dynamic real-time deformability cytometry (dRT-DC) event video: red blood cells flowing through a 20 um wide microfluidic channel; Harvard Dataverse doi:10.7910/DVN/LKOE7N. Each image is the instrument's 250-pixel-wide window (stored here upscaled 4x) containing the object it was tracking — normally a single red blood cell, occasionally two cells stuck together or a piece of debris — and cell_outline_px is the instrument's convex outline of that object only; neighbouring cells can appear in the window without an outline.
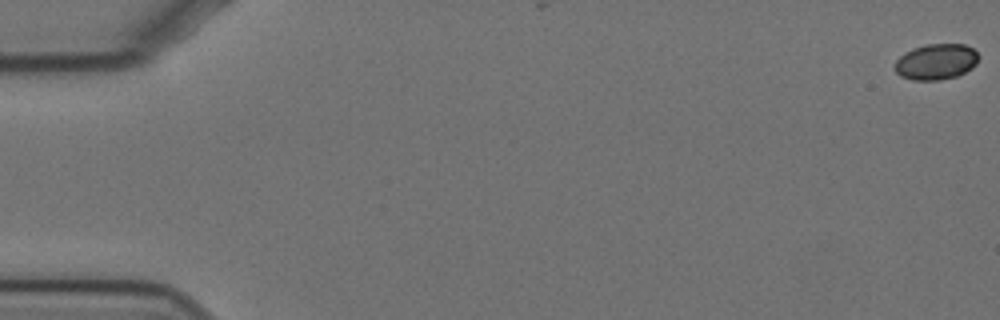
{"species": "Egyptian fruit bat (a non-hibernating species)", "species_latin": "Rousettus aegyptiacus", "temperature_condition": "cold", "stored_images_in_passage": 7, "camera_frame_rate_fps": 3000, "um_per_image_px": 0.085, "animal": {"sex": "female"}, "frame": {"image": 1, "passage_image": 1, "time_ms": 0.0, "image_size_px": [1000, 320], "cell_outline_px": [[980, 56], [976, 64], [972, 68], [956, 76], [940, 80], [912, 80], [900, 76], [896, 72], [896, 60], [904, 52], [912, 48], [924, 44], [964, 44], [972, 48]], "centroid_in_image_um": [79.57, 5.24], "position_along_channel_um": 5.4, "area_um2": 17.57}}